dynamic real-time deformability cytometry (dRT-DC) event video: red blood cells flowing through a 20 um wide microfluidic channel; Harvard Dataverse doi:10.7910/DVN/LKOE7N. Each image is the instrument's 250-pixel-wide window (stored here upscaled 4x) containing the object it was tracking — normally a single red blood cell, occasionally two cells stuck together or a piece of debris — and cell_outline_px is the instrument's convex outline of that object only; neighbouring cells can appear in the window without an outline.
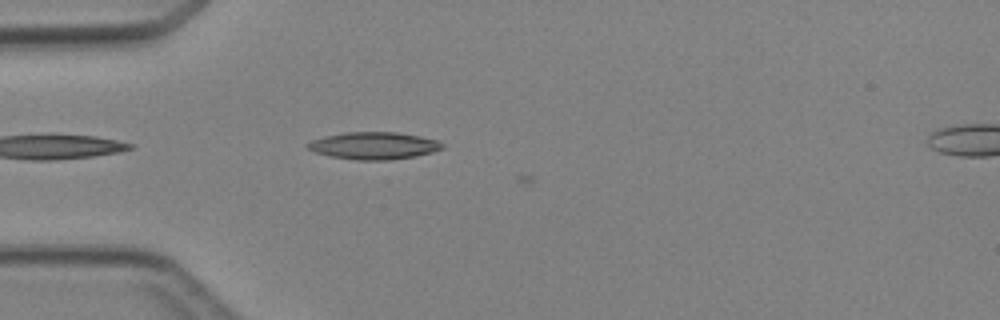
{"species": "Egyptian fruit bat (a non-hibernating species)", "species_latin": "Rousettus aegyptiacus", "temperature_condition": "cold", "stored_images_in_passage": 4, "camera_frame_rate_fps": 3000, "um_per_image_px": 0.085, "animal": {"sex": "female"}, "frame": {"image": 1, "passage_image": 3, "time_ms": 2.333, "image_size_px": [1000, 320], "cell_outline_px": [[444, 148], [432, 152], [416, 156], [392, 160], [356, 160], [332, 156], [316, 152], [308, 148], [304, 144], [312, 140], [324, 136], [344, 132], [396, 132], [420, 136], [436, 140], [444, 144]], "centroid_in_image_um": [31.78, 12.38], "position_along_channel_um": 53.2, "area_um2": 21.39}}